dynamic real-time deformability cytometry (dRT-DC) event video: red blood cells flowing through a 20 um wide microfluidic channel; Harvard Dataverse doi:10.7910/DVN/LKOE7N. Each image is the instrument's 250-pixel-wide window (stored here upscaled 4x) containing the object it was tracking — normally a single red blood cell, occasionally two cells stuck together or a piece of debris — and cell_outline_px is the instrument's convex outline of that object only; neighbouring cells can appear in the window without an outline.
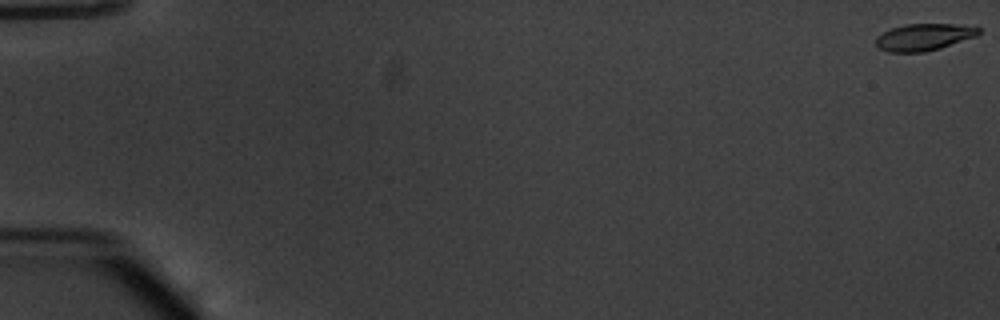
{"species": "common noctule bat (a hibernating species)", "species_latin": "Nyctalus noctula", "temperature_condition": "warm", "stored_images_in_passage": 13, "camera_frame_rate_fps": 3000, "um_per_image_px": 0.085, "animal": {"sex": "male", "body_mass_g": 20.1, "forearm_length_mm": 53.5}, "frame": {"image": 1, "passage_image": 1, "time_ms": 0.0, "image_size_px": [1000, 320], "cell_outline_px": [[980, 32], [976, 36], [940, 48], [924, 52], [888, 52], [880, 48], [876, 44], [876, 36], [892, 28], [904, 24], [976, 24], [980, 28]], "centroid_in_image_um": [78.58, 3.13], "position_along_channel_um": 6.4, "area_um2": 16.24}}